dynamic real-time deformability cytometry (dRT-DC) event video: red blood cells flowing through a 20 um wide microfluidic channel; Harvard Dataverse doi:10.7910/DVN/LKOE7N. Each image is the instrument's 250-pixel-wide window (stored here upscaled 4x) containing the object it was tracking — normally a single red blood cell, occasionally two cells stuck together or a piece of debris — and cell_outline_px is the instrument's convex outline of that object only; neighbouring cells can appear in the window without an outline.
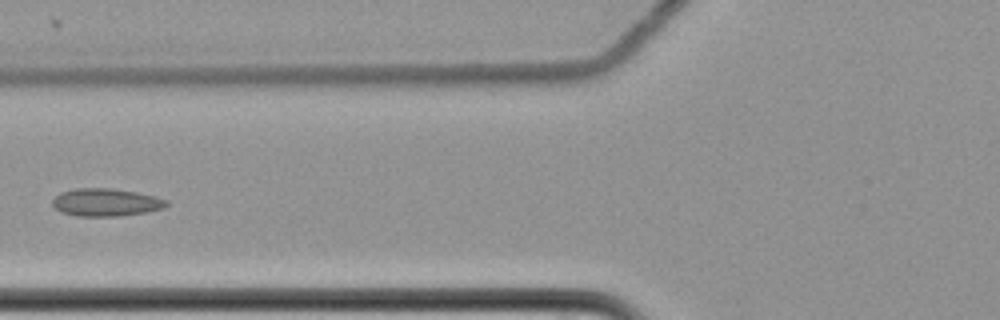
{"species": "common noctule bat (a hibernating species)", "species_latin": "Nyctalus noctula", "temperature_condition": "cold", "stored_images_in_passage": 8, "camera_frame_rate_fps": 3000, "um_per_image_px": 0.085, "animal": {"sex": "female", "body_mass_g": 22.7, "forearm_length_mm": 54.2}, "frame": {"image": 1, "passage_image": 8, "time_ms": 2.333, "image_size_px": [1000, 320], "cell_outline_px": [[168, 204], [164, 208], [144, 212], [120, 216], [76, 216], [60, 212], [52, 204], [52, 200], [60, 192], [76, 188], [112, 188], [136, 192], [156, 196], [168, 200]], "centroid_in_image_um": [9.0, 17.19], "position_along_channel_um": 116.8, "area_um2": 18.5}}